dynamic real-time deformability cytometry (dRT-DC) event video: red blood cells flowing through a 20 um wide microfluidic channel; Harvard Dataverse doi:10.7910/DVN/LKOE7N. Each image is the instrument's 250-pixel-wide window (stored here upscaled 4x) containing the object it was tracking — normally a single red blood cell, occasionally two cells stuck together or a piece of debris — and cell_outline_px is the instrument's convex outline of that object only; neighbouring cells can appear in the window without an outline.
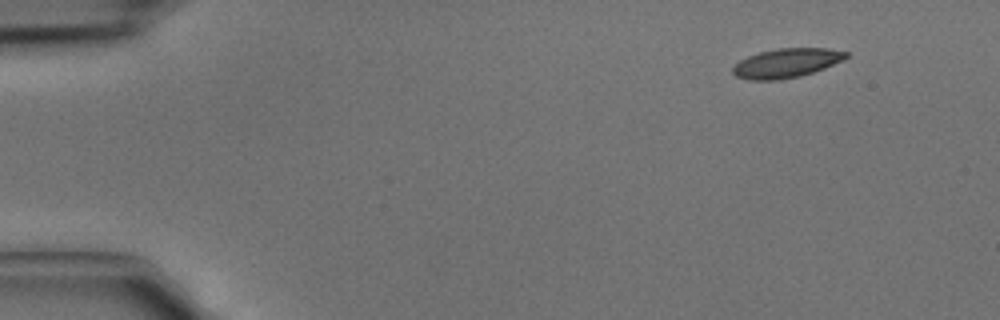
{"species": "common noctule bat (a hibernating species)", "species_latin": "Nyctalus noctula", "temperature_condition": "cold", "stored_images_in_passage": 4, "camera_frame_rate_fps": 3000, "um_per_image_px": 0.085, "animal": {"sex": "male", "body_mass_g": 15.6}, "frame": {"image": 1, "passage_image": 1, "time_ms": 0.0, "image_size_px": [1000, 320], "cell_outline_px": [[848, 56], [844, 60], [824, 68], [800, 76], [780, 80], [748, 80], [736, 76], [732, 72], [732, 68], [740, 60], [748, 56], [760, 52], [776, 48], [828, 48], [848, 52]], "centroid_in_image_um": [66.85, 5.36], "position_along_channel_um": 18.2, "area_um2": 19.31}}
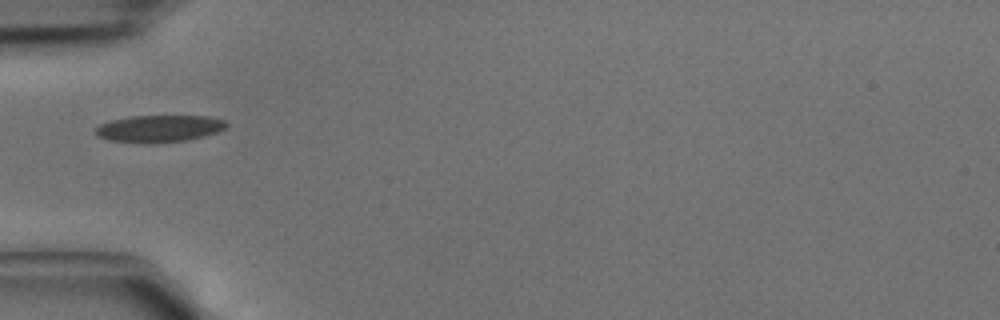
{"frame": {"image": 2, "passage_image": 4, "time_ms": 1.0, "image_size_px": [1000, 320], "cell_outline_px": [[228, 124], [224, 128], [216, 132], [204, 136], [184, 140], [148, 144], [108, 140], [96, 136], [96, 128], [100, 124], [112, 120], [132, 116], [208, 116], [224, 120]], "centroid_in_image_um": [13.5, 10.93], "position_along_channel_um": 71.5, "area_um2": 20.52}}